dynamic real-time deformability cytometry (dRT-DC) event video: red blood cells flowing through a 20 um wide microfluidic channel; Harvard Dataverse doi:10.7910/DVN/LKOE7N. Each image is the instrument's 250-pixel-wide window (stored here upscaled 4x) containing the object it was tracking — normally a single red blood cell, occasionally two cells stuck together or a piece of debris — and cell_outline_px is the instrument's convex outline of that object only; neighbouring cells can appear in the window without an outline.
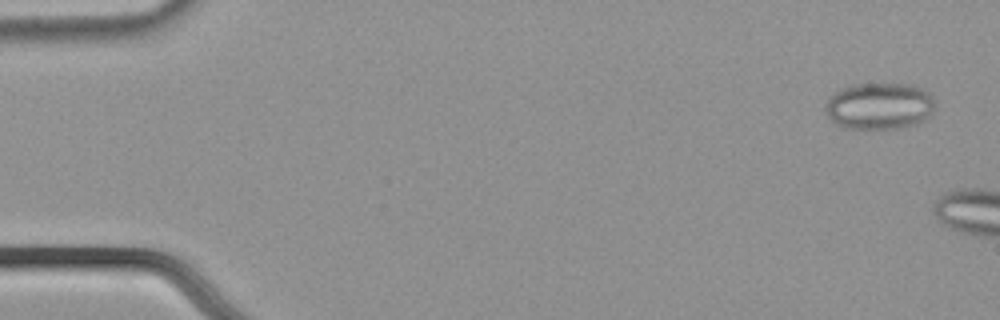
{"species": "common noctule bat (a hibernating species)", "species_latin": "Nyctalus noctula", "temperature_condition": "cold", "stored_images_in_passage": 8, "camera_frame_rate_fps": 3000, "um_per_image_px": 0.085, "animal": {"sex": "male", "body_mass_g": 21.5, "forearm_length_mm": 52.0}, "frame": {"image": 1, "passage_image": 3, "time_ms": 0.667, "image_size_px": [1000, 320], "cell_outline_px": [[936, 104], [932, 112], [924, 120], [916, 124], [896, 128], [844, 128], [836, 124], [824, 112], [824, 104], [828, 96], [840, 88], [852, 84], [912, 84], [928, 92], [932, 96]], "centroid_in_image_um": [74.71, 9.0], "position_along_channel_um": 10.3, "area_um2": 30.17}}